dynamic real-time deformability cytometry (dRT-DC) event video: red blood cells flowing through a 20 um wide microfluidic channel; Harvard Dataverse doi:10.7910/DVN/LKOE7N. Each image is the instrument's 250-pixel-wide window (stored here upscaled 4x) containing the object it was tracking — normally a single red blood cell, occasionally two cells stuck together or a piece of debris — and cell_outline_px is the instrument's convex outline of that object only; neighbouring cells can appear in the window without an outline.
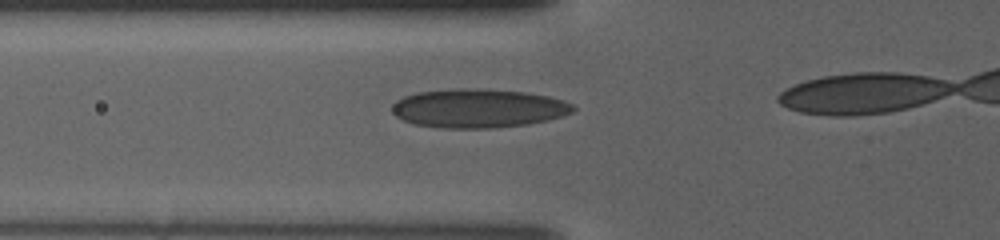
{"species": "human", "species_latin": "Homo sapiens", "temperature_condition": "warm", "stored_images_in_passage": 50, "camera_frame_rate_fps": 3000, "um_per_image_px": 0.085, "donor": {"sex": "female"}, "frame": {"image": 1, "passage_image": 22, "time_ms": 7.0, "image_size_px": [1000, 240], "cell_outline_px": [[576, 108], [572, 112], [564, 116], [548, 120], [528, 124], [496, 128], [440, 128], [416, 124], [404, 120], [396, 116], [392, 112], [392, 104], [396, 100], [404, 96], [416, 92], [448, 88], [476, 88], [524, 92], [548, 96], [564, 100], [572, 104]], "centroid_in_image_um": [40.65, 9.2], "position_along_channel_um": 85.1, "area_um2": 41.33}}
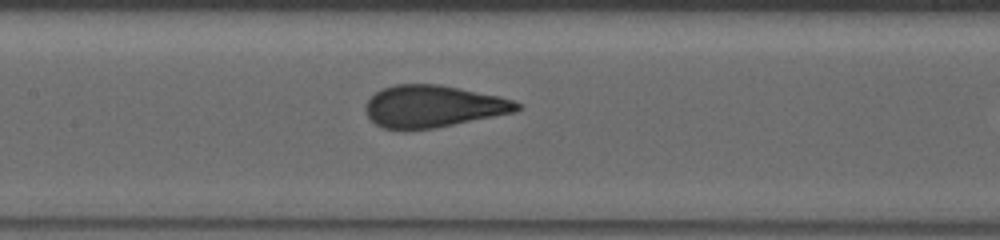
{"frame": {"image": 2, "passage_image": 35, "time_ms": 11.333, "image_size_px": [1000, 240], "cell_outline_px": [[524, 108], [516, 112], [432, 128], [404, 132], [384, 128], [376, 124], [364, 112], [364, 104], [380, 88], [396, 84], [440, 84], [500, 96], [516, 100]], "centroid_in_image_um": [36.8, 9.05], "position_along_channel_um": 170.6, "area_um2": 37.69}}
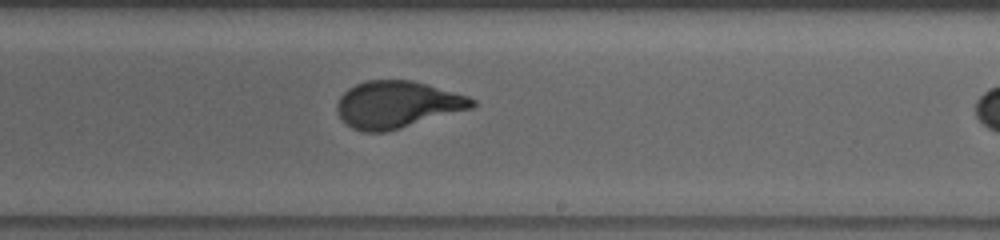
{"frame": {"image": 3, "passage_image": 48, "time_ms": 15.667, "image_size_px": [1000, 240], "cell_outline_px": [[476, 104], [472, 108], [388, 132], [364, 132], [352, 128], [344, 124], [336, 112], [336, 104], [340, 96], [348, 88], [356, 84], [368, 80], [412, 80], [468, 96], [476, 100]], "centroid_in_image_um": [33.72, 8.9], "position_along_channel_um": 255.3, "area_um2": 37.17}}